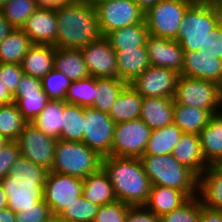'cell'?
Instances as JSON below:
<instances>
[{
	"label": "cell",
	"instance_id": "cell-1",
	"mask_svg": "<svg viewBox=\"0 0 222 222\" xmlns=\"http://www.w3.org/2000/svg\"><path fill=\"white\" fill-rule=\"evenodd\" d=\"M48 170L19 155L8 176L0 180L7 196V207L14 213L36 208L44 200L43 189Z\"/></svg>",
	"mask_w": 222,
	"mask_h": 222
},
{
	"label": "cell",
	"instance_id": "cell-2",
	"mask_svg": "<svg viewBox=\"0 0 222 222\" xmlns=\"http://www.w3.org/2000/svg\"><path fill=\"white\" fill-rule=\"evenodd\" d=\"M55 10L58 24L55 48L81 50L102 36L96 9L87 3L71 1Z\"/></svg>",
	"mask_w": 222,
	"mask_h": 222
},
{
	"label": "cell",
	"instance_id": "cell-3",
	"mask_svg": "<svg viewBox=\"0 0 222 222\" xmlns=\"http://www.w3.org/2000/svg\"><path fill=\"white\" fill-rule=\"evenodd\" d=\"M102 169L113 186L117 200L130 206L147 203L152 184L139 158L105 156Z\"/></svg>",
	"mask_w": 222,
	"mask_h": 222
},
{
	"label": "cell",
	"instance_id": "cell-4",
	"mask_svg": "<svg viewBox=\"0 0 222 222\" xmlns=\"http://www.w3.org/2000/svg\"><path fill=\"white\" fill-rule=\"evenodd\" d=\"M139 159L152 185L167 186L182 191L189 198L198 196L199 177L179 163L172 154H144Z\"/></svg>",
	"mask_w": 222,
	"mask_h": 222
},
{
	"label": "cell",
	"instance_id": "cell-5",
	"mask_svg": "<svg viewBox=\"0 0 222 222\" xmlns=\"http://www.w3.org/2000/svg\"><path fill=\"white\" fill-rule=\"evenodd\" d=\"M221 22L217 4L193 3L183 16L176 41L184 52L209 49L210 32Z\"/></svg>",
	"mask_w": 222,
	"mask_h": 222
},
{
	"label": "cell",
	"instance_id": "cell-6",
	"mask_svg": "<svg viewBox=\"0 0 222 222\" xmlns=\"http://www.w3.org/2000/svg\"><path fill=\"white\" fill-rule=\"evenodd\" d=\"M51 171L84 179L102 168L103 157L83 142L58 139Z\"/></svg>",
	"mask_w": 222,
	"mask_h": 222
},
{
	"label": "cell",
	"instance_id": "cell-7",
	"mask_svg": "<svg viewBox=\"0 0 222 222\" xmlns=\"http://www.w3.org/2000/svg\"><path fill=\"white\" fill-rule=\"evenodd\" d=\"M222 86L202 79L180 75L174 101L180 105L201 108L212 115L221 113Z\"/></svg>",
	"mask_w": 222,
	"mask_h": 222
},
{
	"label": "cell",
	"instance_id": "cell-8",
	"mask_svg": "<svg viewBox=\"0 0 222 222\" xmlns=\"http://www.w3.org/2000/svg\"><path fill=\"white\" fill-rule=\"evenodd\" d=\"M193 3L188 0H162L145 12L150 35L176 40L186 10Z\"/></svg>",
	"mask_w": 222,
	"mask_h": 222
},
{
	"label": "cell",
	"instance_id": "cell-9",
	"mask_svg": "<svg viewBox=\"0 0 222 222\" xmlns=\"http://www.w3.org/2000/svg\"><path fill=\"white\" fill-rule=\"evenodd\" d=\"M102 36L110 32L145 22V12L135 0H110L95 7Z\"/></svg>",
	"mask_w": 222,
	"mask_h": 222
},
{
	"label": "cell",
	"instance_id": "cell-10",
	"mask_svg": "<svg viewBox=\"0 0 222 222\" xmlns=\"http://www.w3.org/2000/svg\"><path fill=\"white\" fill-rule=\"evenodd\" d=\"M151 132L152 130L140 118L115 124L111 156L142 157Z\"/></svg>",
	"mask_w": 222,
	"mask_h": 222
},
{
	"label": "cell",
	"instance_id": "cell-11",
	"mask_svg": "<svg viewBox=\"0 0 222 222\" xmlns=\"http://www.w3.org/2000/svg\"><path fill=\"white\" fill-rule=\"evenodd\" d=\"M84 179L48 171L43 196L52 216H58L66 206L82 196Z\"/></svg>",
	"mask_w": 222,
	"mask_h": 222
},
{
	"label": "cell",
	"instance_id": "cell-12",
	"mask_svg": "<svg viewBox=\"0 0 222 222\" xmlns=\"http://www.w3.org/2000/svg\"><path fill=\"white\" fill-rule=\"evenodd\" d=\"M115 123L107 112L84 107L82 142L102 157L111 155Z\"/></svg>",
	"mask_w": 222,
	"mask_h": 222
},
{
	"label": "cell",
	"instance_id": "cell-13",
	"mask_svg": "<svg viewBox=\"0 0 222 222\" xmlns=\"http://www.w3.org/2000/svg\"><path fill=\"white\" fill-rule=\"evenodd\" d=\"M20 155L51 171L57 140L47 136L32 123H27L16 141Z\"/></svg>",
	"mask_w": 222,
	"mask_h": 222
},
{
	"label": "cell",
	"instance_id": "cell-14",
	"mask_svg": "<svg viewBox=\"0 0 222 222\" xmlns=\"http://www.w3.org/2000/svg\"><path fill=\"white\" fill-rule=\"evenodd\" d=\"M180 74L159 66H150L131 85L142 97H172Z\"/></svg>",
	"mask_w": 222,
	"mask_h": 222
},
{
	"label": "cell",
	"instance_id": "cell-15",
	"mask_svg": "<svg viewBox=\"0 0 222 222\" xmlns=\"http://www.w3.org/2000/svg\"><path fill=\"white\" fill-rule=\"evenodd\" d=\"M81 52L90 76L118 78L116 53L105 36L84 46Z\"/></svg>",
	"mask_w": 222,
	"mask_h": 222
},
{
	"label": "cell",
	"instance_id": "cell-16",
	"mask_svg": "<svg viewBox=\"0 0 222 222\" xmlns=\"http://www.w3.org/2000/svg\"><path fill=\"white\" fill-rule=\"evenodd\" d=\"M13 97L15 105L28 123L51 101L43 91L41 79L25 74L21 77Z\"/></svg>",
	"mask_w": 222,
	"mask_h": 222
},
{
	"label": "cell",
	"instance_id": "cell-17",
	"mask_svg": "<svg viewBox=\"0 0 222 222\" xmlns=\"http://www.w3.org/2000/svg\"><path fill=\"white\" fill-rule=\"evenodd\" d=\"M145 46L148 52L150 66L171 69L181 74L184 51L179 42L149 34Z\"/></svg>",
	"mask_w": 222,
	"mask_h": 222
},
{
	"label": "cell",
	"instance_id": "cell-18",
	"mask_svg": "<svg viewBox=\"0 0 222 222\" xmlns=\"http://www.w3.org/2000/svg\"><path fill=\"white\" fill-rule=\"evenodd\" d=\"M180 75L212 81L222 86V59L214 57L207 49L184 52Z\"/></svg>",
	"mask_w": 222,
	"mask_h": 222
},
{
	"label": "cell",
	"instance_id": "cell-19",
	"mask_svg": "<svg viewBox=\"0 0 222 222\" xmlns=\"http://www.w3.org/2000/svg\"><path fill=\"white\" fill-rule=\"evenodd\" d=\"M21 29L33 44L54 45L58 29L56 10L37 8Z\"/></svg>",
	"mask_w": 222,
	"mask_h": 222
},
{
	"label": "cell",
	"instance_id": "cell-20",
	"mask_svg": "<svg viewBox=\"0 0 222 222\" xmlns=\"http://www.w3.org/2000/svg\"><path fill=\"white\" fill-rule=\"evenodd\" d=\"M172 155L198 177L209 166L204 159L199 134L183 133L175 145Z\"/></svg>",
	"mask_w": 222,
	"mask_h": 222
},
{
	"label": "cell",
	"instance_id": "cell-21",
	"mask_svg": "<svg viewBox=\"0 0 222 222\" xmlns=\"http://www.w3.org/2000/svg\"><path fill=\"white\" fill-rule=\"evenodd\" d=\"M175 101L172 97H143L141 116L151 130L168 126L174 119Z\"/></svg>",
	"mask_w": 222,
	"mask_h": 222
},
{
	"label": "cell",
	"instance_id": "cell-22",
	"mask_svg": "<svg viewBox=\"0 0 222 222\" xmlns=\"http://www.w3.org/2000/svg\"><path fill=\"white\" fill-rule=\"evenodd\" d=\"M114 51L118 78L128 84L150 67L146 46Z\"/></svg>",
	"mask_w": 222,
	"mask_h": 222
},
{
	"label": "cell",
	"instance_id": "cell-23",
	"mask_svg": "<svg viewBox=\"0 0 222 222\" xmlns=\"http://www.w3.org/2000/svg\"><path fill=\"white\" fill-rule=\"evenodd\" d=\"M199 137L206 163L209 166L222 165V113L210 118Z\"/></svg>",
	"mask_w": 222,
	"mask_h": 222
},
{
	"label": "cell",
	"instance_id": "cell-24",
	"mask_svg": "<svg viewBox=\"0 0 222 222\" xmlns=\"http://www.w3.org/2000/svg\"><path fill=\"white\" fill-rule=\"evenodd\" d=\"M198 196L205 207L222 211V165L208 166L199 176Z\"/></svg>",
	"mask_w": 222,
	"mask_h": 222
},
{
	"label": "cell",
	"instance_id": "cell-25",
	"mask_svg": "<svg viewBox=\"0 0 222 222\" xmlns=\"http://www.w3.org/2000/svg\"><path fill=\"white\" fill-rule=\"evenodd\" d=\"M55 47L53 45L33 44L21 62L25 75L42 79L54 68Z\"/></svg>",
	"mask_w": 222,
	"mask_h": 222
},
{
	"label": "cell",
	"instance_id": "cell-26",
	"mask_svg": "<svg viewBox=\"0 0 222 222\" xmlns=\"http://www.w3.org/2000/svg\"><path fill=\"white\" fill-rule=\"evenodd\" d=\"M190 198L182 191L167 186L152 185L147 203L144 205L158 217L180 208Z\"/></svg>",
	"mask_w": 222,
	"mask_h": 222
},
{
	"label": "cell",
	"instance_id": "cell-27",
	"mask_svg": "<svg viewBox=\"0 0 222 222\" xmlns=\"http://www.w3.org/2000/svg\"><path fill=\"white\" fill-rule=\"evenodd\" d=\"M142 99L143 97L128 84L121 91L108 114L115 124L140 118Z\"/></svg>",
	"mask_w": 222,
	"mask_h": 222
},
{
	"label": "cell",
	"instance_id": "cell-28",
	"mask_svg": "<svg viewBox=\"0 0 222 222\" xmlns=\"http://www.w3.org/2000/svg\"><path fill=\"white\" fill-rule=\"evenodd\" d=\"M82 196L89 202L102 206L116 201L113 186L107 174L101 168L84 178Z\"/></svg>",
	"mask_w": 222,
	"mask_h": 222
},
{
	"label": "cell",
	"instance_id": "cell-29",
	"mask_svg": "<svg viewBox=\"0 0 222 222\" xmlns=\"http://www.w3.org/2000/svg\"><path fill=\"white\" fill-rule=\"evenodd\" d=\"M54 68L70 81L90 76L81 50L55 48Z\"/></svg>",
	"mask_w": 222,
	"mask_h": 222
},
{
	"label": "cell",
	"instance_id": "cell-30",
	"mask_svg": "<svg viewBox=\"0 0 222 222\" xmlns=\"http://www.w3.org/2000/svg\"><path fill=\"white\" fill-rule=\"evenodd\" d=\"M32 45L21 28H14L0 43V63L21 64Z\"/></svg>",
	"mask_w": 222,
	"mask_h": 222
},
{
	"label": "cell",
	"instance_id": "cell-31",
	"mask_svg": "<svg viewBox=\"0 0 222 222\" xmlns=\"http://www.w3.org/2000/svg\"><path fill=\"white\" fill-rule=\"evenodd\" d=\"M212 116L207 110L187 107L175 102L173 122L183 133L199 134Z\"/></svg>",
	"mask_w": 222,
	"mask_h": 222
},
{
	"label": "cell",
	"instance_id": "cell-32",
	"mask_svg": "<svg viewBox=\"0 0 222 222\" xmlns=\"http://www.w3.org/2000/svg\"><path fill=\"white\" fill-rule=\"evenodd\" d=\"M182 134V130L174 122L166 127L152 130L144 154H172Z\"/></svg>",
	"mask_w": 222,
	"mask_h": 222
},
{
	"label": "cell",
	"instance_id": "cell-33",
	"mask_svg": "<svg viewBox=\"0 0 222 222\" xmlns=\"http://www.w3.org/2000/svg\"><path fill=\"white\" fill-rule=\"evenodd\" d=\"M148 35L147 24L143 22L112 31L106 38L113 50H125L145 46Z\"/></svg>",
	"mask_w": 222,
	"mask_h": 222
},
{
	"label": "cell",
	"instance_id": "cell-34",
	"mask_svg": "<svg viewBox=\"0 0 222 222\" xmlns=\"http://www.w3.org/2000/svg\"><path fill=\"white\" fill-rule=\"evenodd\" d=\"M63 110V100H51L31 123L47 136L58 140L62 131Z\"/></svg>",
	"mask_w": 222,
	"mask_h": 222
},
{
	"label": "cell",
	"instance_id": "cell-35",
	"mask_svg": "<svg viewBox=\"0 0 222 222\" xmlns=\"http://www.w3.org/2000/svg\"><path fill=\"white\" fill-rule=\"evenodd\" d=\"M84 132V107L64 101L62 131L59 139L82 142Z\"/></svg>",
	"mask_w": 222,
	"mask_h": 222
},
{
	"label": "cell",
	"instance_id": "cell-36",
	"mask_svg": "<svg viewBox=\"0 0 222 222\" xmlns=\"http://www.w3.org/2000/svg\"><path fill=\"white\" fill-rule=\"evenodd\" d=\"M128 85L119 78H96L97 92L95 94L93 109L109 112L121 91Z\"/></svg>",
	"mask_w": 222,
	"mask_h": 222
},
{
	"label": "cell",
	"instance_id": "cell-37",
	"mask_svg": "<svg viewBox=\"0 0 222 222\" xmlns=\"http://www.w3.org/2000/svg\"><path fill=\"white\" fill-rule=\"evenodd\" d=\"M27 123L14 102L0 106V136L17 141Z\"/></svg>",
	"mask_w": 222,
	"mask_h": 222
},
{
	"label": "cell",
	"instance_id": "cell-38",
	"mask_svg": "<svg viewBox=\"0 0 222 222\" xmlns=\"http://www.w3.org/2000/svg\"><path fill=\"white\" fill-rule=\"evenodd\" d=\"M96 92V78L93 76L71 81L66 92L65 102L82 107H91L94 104Z\"/></svg>",
	"mask_w": 222,
	"mask_h": 222
},
{
	"label": "cell",
	"instance_id": "cell-39",
	"mask_svg": "<svg viewBox=\"0 0 222 222\" xmlns=\"http://www.w3.org/2000/svg\"><path fill=\"white\" fill-rule=\"evenodd\" d=\"M99 206L89 202L83 196L66 206L58 215L60 219L67 222H93Z\"/></svg>",
	"mask_w": 222,
	"mask_h": 222
},
{
	"label": "cell",
	"instance_id": "cell-40",
	"mask_svg": "<svg viewBox=\"0 0 222 222\" xmlns=\"http://www.w3.org/2000/svg\"><path fill=\"white\" fill-rule=\"evenodd\" d=\"M37 8L35 0H10L1 11L14 28H22Z\"/></svg>",
	"mask_w": 222,
	"mask_h": 222
},
{
	"label": "cell",
	"instance_id": "cell-41",
	"mask_svg": "<svg viewBox=\"0 0 222 222\" xmlns=\"http://www.w3.org/2000/svg\"><path fill=\"white\" fill-rule=\"evenodd\" d=\"M42 88L50 100H63L71 81L60 71L53 68L42 79Z\"/></svg>",
	"mask_w": 222,
	"mask_h": 222
},
{
	"label": "cell",
	"instance_id": "cell-42",
	"mask_svg": "<svg viewBox=\"0 0 222 222\" xmlns=\"http://www.w3.org/2000/svg\"><path fill=\"white\" fill-rule=\"evenodd\" d=\"M203 203L199 196L190 198L180 208L161 217V222H199Z\"/></svg>",
	"mask_w": 222,
	"mask_h": 222
},
{
	"label": "cell",
	"instance_id": "cell-43",
	"mask_svg": "<svg viewBox=\"0 0 222 222\" xmlns=\"http://www.w3.org/2000/svg\"><path fill=\"white\" fill-rule=\"evenodd\" d=\"M130 207L120 200L99 206L93 222H125Z\"/></svg>",
	"mask_w": 222,
	"mask_h": 222
},
{
	"label": "cell",
	"instance_id": "cell-44",
	"mask_svg": "<svg viewBox=\"0 0 222 222\" xmlns=\"http://www.w3.org/2000/svg\"><path fill=\"white\" fill-rule=\"evenodd\" d=\"M23 75L20 64L0 63V80L12 95L15 94Z\"/></svg>",
	"mask_w": 222,
	"mask_h": 222
},
{
	"label": "cell",
	"instance_id": "cell-45",
	"mask_svg": "<svg viewBox=\"0 0 222 222\" xmlns=\"http://www.w3.org/2000/svg\"><path fill=\"white\" fill-rule=\"evenodd\" d=\"M17 222H47L52 214L49 206L43 201L36 204V208L21 210L16 213Z\"/></svg>",
	"mask_w": 222,
	"mask_h": 222
},
{
	"label": "cell",
	"instance_id": "cell-46",
	"mask_svg": "<svg viewBox=\"0 0 222 222\" xmlns=\"http://www.w3.org/2000/svg\"><path fill=\"white\" fill-rule=\"evenodd\" d=\"M20 155L18 143L16 141H9L0 150V180L8 176L12 164Z\"/></svg>",
	"mask_w": 222,
	"mask_h": 222
},
{
	"label": "cell",
	"instance_id": "cell-47",
	"mask_svg": "<svg viewBox=\"0 0 222 222\" xmlns=\"http://www.w3.org/2000/svg\"><path fill=\"white\" fill-rule=\"evenodd\" d=\"M125 222H161V217H158L145 206H131Z\"/></svg>",
	"mask_w": 222,
	"mask_h": 222
},
{
	"label": "cell",
	"instance_id": "cell-48",
	"mask_svg": "<svg viewBox=\"0 0 222 222\" xmlns=\"http://www.w3.org/2000/svg\"><path fill=\"white\" fill-rule=\"evenodd\" d=\"M207 52L222 59V22L210 32Z\"/></svg>",
	"mask_w": 222,
	"mask_h": 222
},
{
	"label": "cell",
	"instance_id": "cell-49",
	"mask_svg": "<svg viewBox=\"0 0 222 222\" xmlns=\"http://www.w3.org/2000/svg\"><path fill=\"white\" fill-rule=\"evenodd\" d=\"M199 222H222V211L205 207L201 208Z\"/></svg>",
	"mask_w": 222,
	"mask_h": 222
},
{
	"label": "cell",
	"instance_id": "cell-50",
	"mask_svg": "<svg viewBox=\"0 0 222 222\" xmlns=\"http://www.w3.org/2000/svg\"><path fill=\"white\" fill-rule=\"evenodd\" d=\"M38 8L57 9L71 2V0H35Z\"/></svg>",
	"mask_w": 222,
	"mask_h": 222
},
{
	"label": "cell",
	"instance_id": "cell-51",
	"mask_svg": "<svg viewBox=\"0 0 222 222\" xmlns=\"http://www.w3.org/2000/svg\"><path fill=\"white\" fill-rule=\"evenodd\" d=\"M13 29L14 27L6 20L3 12L0 10V43Z\"/></svg>",
	"mask_w": 222,
	"mask_h": 222
},
{
	"label": "cell",
	"instance_id": "cell-52",
	"mask_svg": "<svg viewBox=\"0 0 222 222\" xmlns=\"http://www.w3.org/2000/svg\"><path fill=\"white\" fill-rule=\"evenodd\" d=\"M13 102H14L13 95L7 90V88H5V86L0 80V104L5 105Z\"/></svg>",
	"mask_w": 222,
	"mask_h": 222
},
{
	"label": "cell",
	"instance_id": "cell-53",
	"mask_svg": "<svg viewBox=\"0 0 222 222\" xmlns=\"http://www.w3.org/2000/svg\"><path fill=\"white\" fill-rule=\"evenodd\" d=\"M0 222H17L16 213L8 207L0 210Z\"/></svg>",
	"mask_w": 222,
	"mask_h": 222
},
{
	"label": "cell",
	"instance_id": "cell-54",
	"mask_svg": "<svg viewBox=\"0 0 222 222\" xmlns=\"http://www.w3.org/2000/svg\"><path fill=\"white\" fill-rule=\"evenodd\" d=\"M160 1L162 0H135V2L144 12H147L151 7H154Z\"/></svg>",
	"mask_w": 222,
	"mask_h": 222
},
{
	"label": "cell",
	"instance_id": "cell-55",
	"mask_svg": "<svg viewBox=\"0 0 222 222\" xmlns=\"http://www.w3.org/2000/svg\"><path fill=\"white\" fill-rule=\"evenodd\" d=\"M7 208V196L3 190L2 185L0 184V210Z\"/></svg>",
	"mask_w": 222,
	"mask_h": 222
},
{
	"label": "cell",
	"instance_id": "cell-56",
	"mask_svg": "<svg viewBox=\"0 0 222 222\" xmlns=\"http://www.w3.org/2000/svg\"><path fill=\"white\" fill-rule=\"evenodd\" d=\"M83 3H87L88 5L92 6V7H96L99 4L106 2V1H110V0H80Z\"/></svg>",
	"mask_w": 222,
	"mask_h": 222
},
{
	"label": "cell",
	"instance_id": "cell-57",
	"mask_svg": "<svg viewBox=\"0 0 222 222\" xmlns=\"http://www.w3.org/2000/svg\"><path fill=\"white\" fill-rule=\"evenodd\" d=\"M188 1L199 4H217L219 0H188Z\"/></svg>",
	"mask_w": 222,
	"mask_h": 222
},
{
	"label": "cell",
	"instance_id": "cell-58",
	"mask_svg": "<svg viewBox=\"0 0 222 222\" xmlns=\"http://www.w3.org/2000/svg\"><path fill=\"white\" fill-rule=\"evenodd\" d=\"M47 222H67V221L60 219L58 216H52Z\"/></svg>",
	"mask_w": 222,
	"mask_h": 222
},
{
	"label": "cell",
	"instance_id": "cell-59",
	"mask_svg": "<svg viewBox=\"0 0 222 222\" xmlns=\"http://www.w3.org/2000/svg\"><path fill=\"white\" fill-rule=\"evenodd\" d=\"M8 142H9V141H8L6 138L0 136V150H1Z\"/></svg>",
	"mask_w": 222,
	"mask_h": 222
},
{
	"label": "cell",
	"instance_id": "cell-60",
	"mask_svg": "<svg viewBox=\"0 0 222 222\" xmlns=\"http://www.w3.org/2000/svg\"><path fill=\"white\" fill-rule=\"evenodd\" d=\"M10 0H0V10L9 2Z\"/></svg>",
	"mask_w": 222,
	"mask_h": 222
},
{
	"label": "cell",
	"instance_id": "cell-61",
	"mask_svg": "<svg viewBox=\"0 0 222 222\" xmlns=\"http://www.w3.org/2000/svg\"><path fill=\"white\" fill-rule=\"evenodd\" d=\"M217 6H218L219 10L222 12V0H219L217 2Z\"/></svg>",
	"mask_w": 222,
	"mask_h": 222
}]
</instances>
